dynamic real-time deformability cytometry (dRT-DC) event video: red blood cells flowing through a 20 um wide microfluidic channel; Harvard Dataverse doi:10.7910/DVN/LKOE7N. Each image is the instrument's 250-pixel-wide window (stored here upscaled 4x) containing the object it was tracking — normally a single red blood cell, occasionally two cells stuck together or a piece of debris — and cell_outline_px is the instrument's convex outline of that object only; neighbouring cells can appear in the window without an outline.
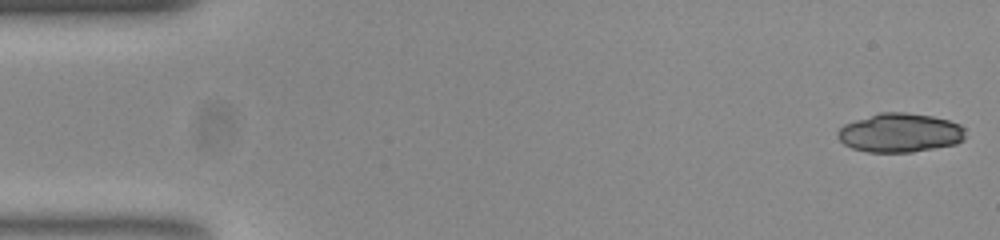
{"species": "common noctule bat (a hibernating species)", "species_latin": "Nyctalus noctula", "temperature_condition": "room temperature", "stored_images_in_passage": 51, "camera_frame_rate_fps": 3000, "um_per_image_px": 0.085, "animal": {"sex": "female", "body_mass_g": 23.0, "forearm_length_mm": 53.4}, "frame": {"image": 1, "passage_image": 1, "time_ms": 0.0, "image_size_px": [1000, 240], "cell_outline_px": [[964, 140], [956, 144], [912, 152], [868, 152], [852, 148], [844, 144], [836, 136], [836, 132], [844, 124], [880, 112], [904, 112], [932, 116], [948, 120], [960, 124], [964, 128]], "centroid_in_image_um": [76.49, 11.29], "position_along_channel_um": 8.5, "area_um2": 29.02}}
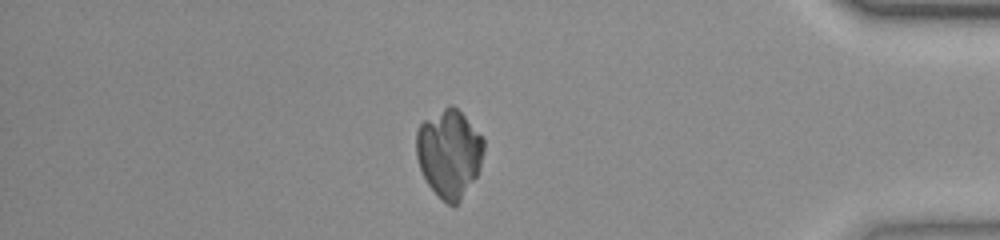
{"frame": {"image": 2, "passage_image": 44, "time_ms": 14.333, "image_size_px": [1000, 240], "cell_outline_px": [[484, 148], [480, 164], [476, 176], [456, 208], [452, 208], [428, 184], [420, 168], [416, 156], [416, 132], [420, 124], [424, 120], [448, 104], [452, 104], [464, 116], [484, 140]], "centroid_in_image_um": [38.16, 13.03], "position_along_channel_um": 397.0, "area_um2": 34.33}}
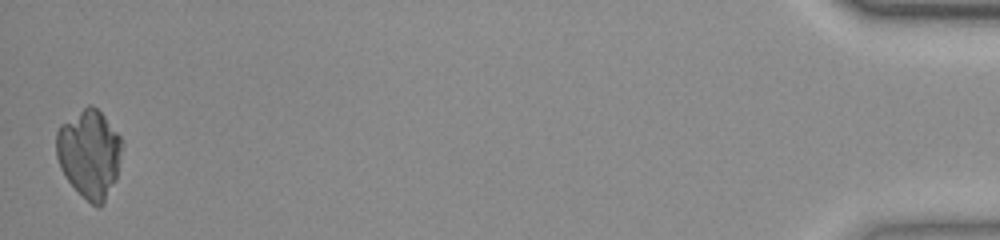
{"frame": {"image": 3, "passage_image": 51, "time_ms": 16.667, "image_size_px": [1000, 240], "cell_outline_px": [[124, 144], [116, 180], [104, 204], [100, 208], [96, 208], [68, 180], [60, 168], [56, 156], [56, 132], [60, 124], [88, 104], [92, 104], [104, 116], [120, 136]], "centroid_in_image_um": [7.61, 13.06], "position_along_channel_um": 427.6, "area_um2": 34.04}}